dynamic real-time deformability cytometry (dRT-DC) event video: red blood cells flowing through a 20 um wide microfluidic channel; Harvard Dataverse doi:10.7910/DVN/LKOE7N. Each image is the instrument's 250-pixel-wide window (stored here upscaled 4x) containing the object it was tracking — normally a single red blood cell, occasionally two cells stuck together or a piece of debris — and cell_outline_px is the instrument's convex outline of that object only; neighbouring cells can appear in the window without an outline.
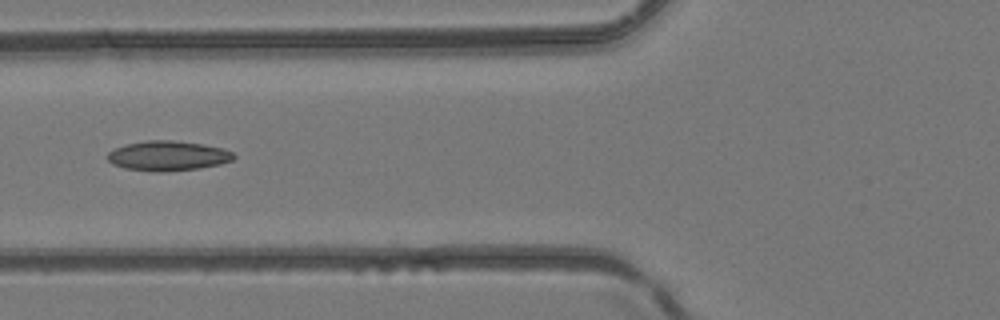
{"species": "common noctule bat (a hibernating species)", "species_latin": "Nyctalus noctula", "temperature_condition": "room temperature", "stored_images_in_passage": 6, "camera_frame_rate_fps": 3000, "um_per_image_px": 0.085, "animal": {"sex": "female", "body_mass_g": 24.6, "forearm_length_mm": 56.2}, "frame": {"image": 1, "passage_image": 6, "time_ms": 1.667, "image_size_px": [1000, 320], "cell_outline_px": [[236, 156], [232, 160], [220, 164], [200, 168], [160, 172], [124, 168], [112, 164], [108, 160], [108, 152], [124, 144], [148, 140], [172, 140], [204, 144], [224, 148], [232, 152]], "centroid_in_image_um": [14.28, 13.23], "position_along_channel_um": 111.5, "area_um2": 21.96}}